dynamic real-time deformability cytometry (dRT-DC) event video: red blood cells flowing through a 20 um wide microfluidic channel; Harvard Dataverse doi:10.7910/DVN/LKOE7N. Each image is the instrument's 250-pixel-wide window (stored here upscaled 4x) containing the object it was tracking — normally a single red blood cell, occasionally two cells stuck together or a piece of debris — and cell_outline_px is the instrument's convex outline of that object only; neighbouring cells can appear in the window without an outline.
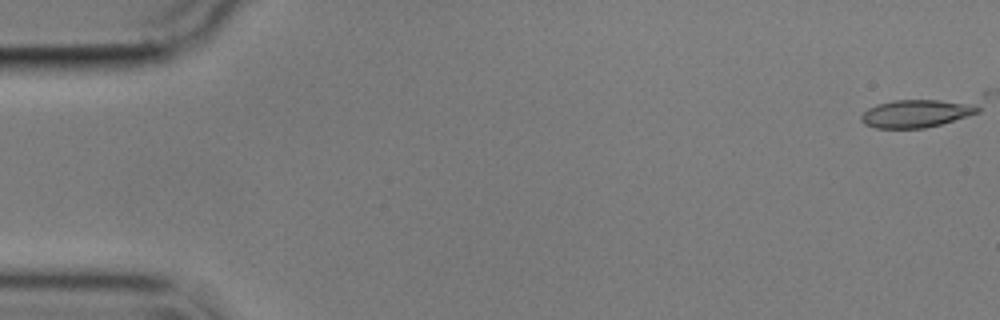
{"species": "common noctule bat (a hibernating species)", "species_latin": "Nyctalus noctula", "temperature_condition": "cold", "stored_images_in_passage": 51, "camera_frame_rate_fps": 3000, "um_per_image_px": 0.085, "animal": {"sex": "male", "body_mass_g": 17.9}, "frame": {"image": 1, "passage_image": 1, "time_ms": 0.0, "image_size_px": [1000, 320], "cell_outline_px": [[980, 112], [968, 116], [940, 124], [924, 128], [876, 128], [864, 124], [860, 120], [860, 116], [868, 108], [876, 104], [892, 100], [940, 100], [980, 104]], "centroid_in_image_um": [77.88, 9.64], "position_along_channel_um": 7.1, "area_um2": 19.02}}
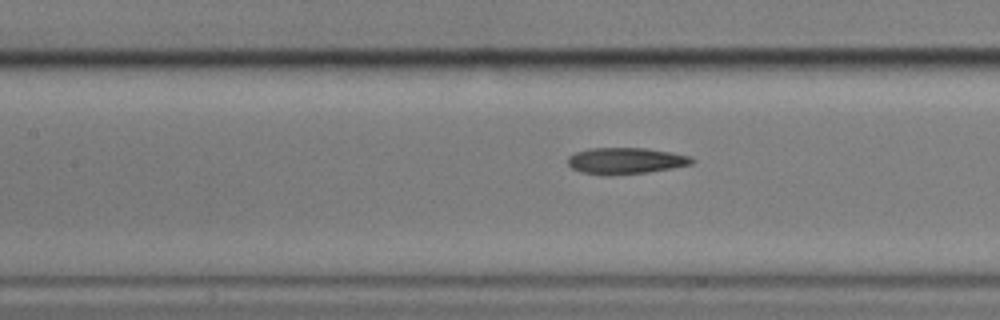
{"frame": {"image": 2, "passage_image": 25, "time_ms": 8.0, "image_size_px": [1000, 320], "cell_outline_px": [[696, 160], [692, 164], [672, 168], [648, 172], [612, 176], [604, 176], [580, 172], [572, 168], [568, 164], [568, 156], [576, 152], [588, 148], [648, 148], [672, 152], [692, 156]], "centroid_in_image_um": [53.19, 13.67], "position_along_channel_um": 154.2, "area_um2": 19.48}}
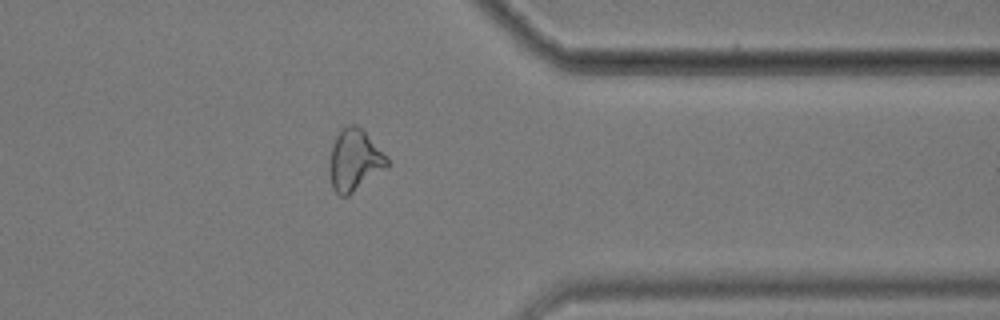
{"frame": {"image": 3, "passage_image": 45, "time_ms": 14.667, "image_size_px": [1000, 320], "cell_outline_px": [[388, 164], [348, 196], [340, 196], [332, 188], [328, 168], [328, 160], [332, 144], [336, 136], [348, 124], [356, 124], [364, 128], [388, 156]], "centroid_in_image_um": [30.1, 13.56], "position_along_channel_um": 381.3, "area_um2": 20.81}, "authors_computed_cell_mechanics": {"area_um2": 19.2474, "velocity_mm_per_s": 3.5549, "shape_relaxation_time_tau1_ms": 5.1312, "shape_relaxation_time_tau2_ms": 3.5668, "deformation_change_tau1": 0.1547, "deformation_change_tau2": 0.1254}}